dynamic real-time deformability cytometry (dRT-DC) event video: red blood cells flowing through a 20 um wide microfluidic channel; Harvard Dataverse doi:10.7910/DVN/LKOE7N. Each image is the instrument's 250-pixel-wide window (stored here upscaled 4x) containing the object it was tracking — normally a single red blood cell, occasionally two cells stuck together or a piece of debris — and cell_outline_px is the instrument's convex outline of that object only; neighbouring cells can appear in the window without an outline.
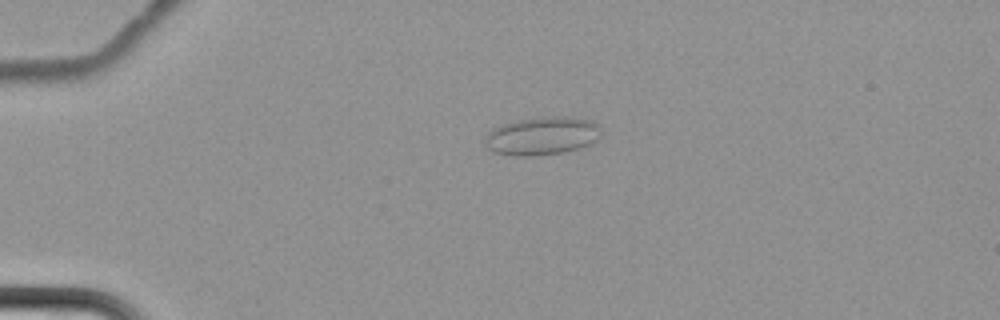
{"species": "common noctule bat (a hibernating species)", "species_latin": "Nyctalus noctula", "temperature_condition": "cold", "stored_images_in_passage": 5, "camera_frame_rate_fps": 3000, "um_per_image_px": 0.085, "animal": {"sex": "female", "body_mass_g": 22.7, "forearm_length_mm": 54.2}, "frame": {"image": 1, "passage_image": 4, "time_ms": 4.333, "image_size_px": [1000, 320], "cell_outline_px": [[600, 136], [596, 140], [588, 144], [564, 152], [532, 156], [516, 156], [492, 152], [484, 144], [484, 136], [492, 128], [516, 120], [544, 116], [572, 116], [592, 120], [600, 124]], "centroid_in_image_um": [46.06, 11.53], "position_along_channel_um": 38.9, "area_um2": 26.18}}